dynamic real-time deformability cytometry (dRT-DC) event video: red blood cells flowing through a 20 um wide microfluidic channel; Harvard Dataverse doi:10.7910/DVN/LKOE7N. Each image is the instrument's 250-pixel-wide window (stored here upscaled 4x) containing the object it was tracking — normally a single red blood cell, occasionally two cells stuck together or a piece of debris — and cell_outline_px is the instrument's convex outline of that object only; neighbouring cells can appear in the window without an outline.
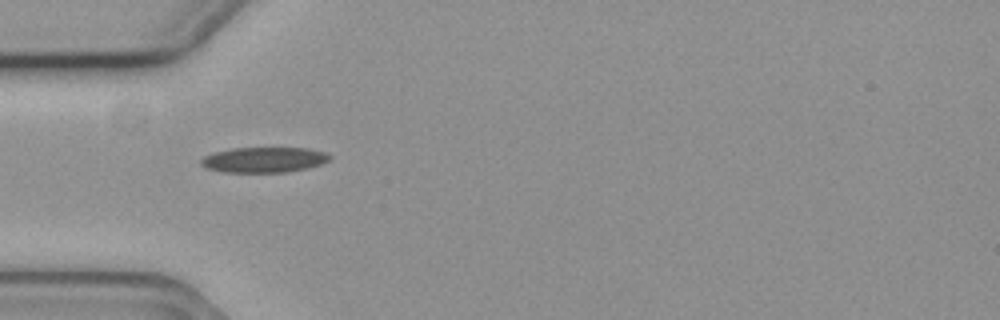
{"species": "common noctule bat (a hibernating species)", "species_latin": "Nyctalus noctula", "temperature_condition": "cold", "stored_images_in_passage": 6, "camera_frame_rate_fps": 3000, "um_per_image_px": 0.085, "animal": {"sex": "female", "body_mass_g": 19.3, "forearm_length_mm": 54.1}, "frame": {"image": 1, "passage_image": 5, "time_ms": 1.333, "image_size_px": [1000, 320], "cell_outline_px": [[332, 156], [328, 160], [320, 164], [308, 168], [288, 172], [224, 172], [204, 168], [200, 164], [200, 160], [204, 156], [216, 152], [232, 148], [308, 148], [324, 152]], "centroid_in_image_um": [22.42, 13.58], "position_along_channel_um": 62.6, "area_um2": 19.02}}
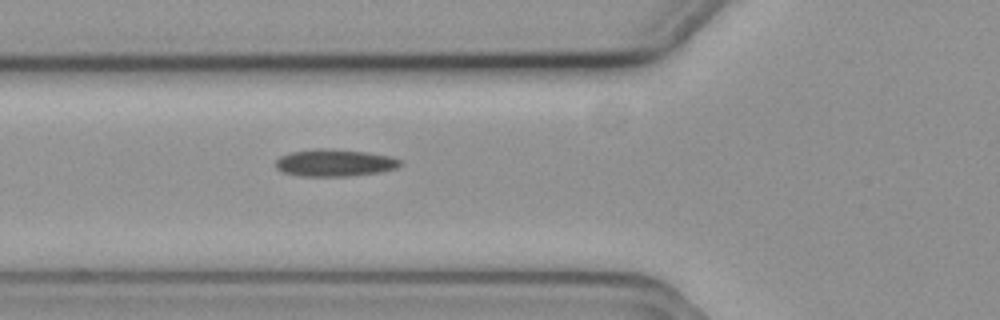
{"frame": {"image": 2, "passage_image": 6, "time_ms": 1.667, "image_size_px": [1000, 320], "cell_outline_px": [[400, 164], [396, 168], [380, 172], [348, 176], [300, 176], [284, 172], [276, 168], [276, 160], [280, 156], [292, 152], [316, 148], [324, 148], [368, 152], [392, 156], [400, 160]], "centroid_in_image_um": [28.44, 13.83], "position_along_channel_um": 97.4, "area_um2": 19.65}}